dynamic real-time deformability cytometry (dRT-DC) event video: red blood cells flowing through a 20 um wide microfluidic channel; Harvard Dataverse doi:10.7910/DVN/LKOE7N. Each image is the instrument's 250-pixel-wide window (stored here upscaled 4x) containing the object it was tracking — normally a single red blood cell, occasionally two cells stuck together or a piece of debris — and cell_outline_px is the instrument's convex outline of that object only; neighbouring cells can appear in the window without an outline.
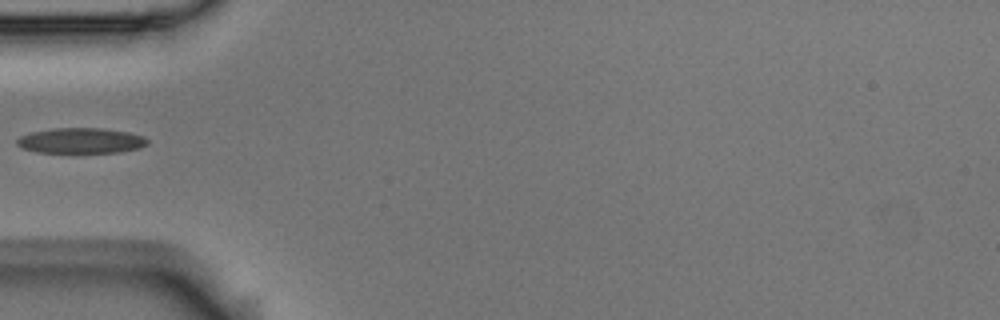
{"species": "Egyptian fruit bat (a non-hibernating species)", "species_latin": "Rousettus aegyptiacus", "temperature_condition": "room temperature", "stored_images_in_passage": 4, "camera_frame_rate_fps": 3000, "um_per_image_px": 0.085, "animal": {"sex": "male"}, "frame": {"image": 1, "passage_image": 4, "time_ms": 1.0, "image_size_px": [1000, 320], "cell_outline_px": [[148, 144], [140, 148], [120, 152], [36, 152], [20, 148], [16, 144], [16, 140], [20, 136], [32, 132], [52, 128], [100, 128], [128, 132], [144, 136], [148, 140]], "centroid_in_image_um": [6.87, 11.95], "position_along_channel_um": 78.1, "area_um2": 19.36}}